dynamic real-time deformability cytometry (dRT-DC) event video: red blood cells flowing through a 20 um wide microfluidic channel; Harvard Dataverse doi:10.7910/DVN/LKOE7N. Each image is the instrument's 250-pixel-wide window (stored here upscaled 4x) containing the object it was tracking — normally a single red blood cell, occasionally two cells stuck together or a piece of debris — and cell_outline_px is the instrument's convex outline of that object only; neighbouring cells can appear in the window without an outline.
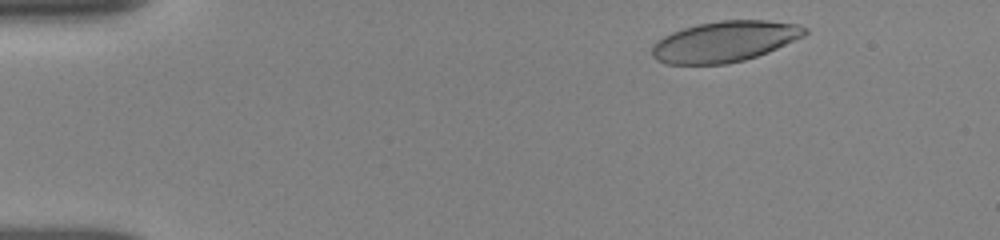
{"species": "human", "species_latin": "Homo sapiens", "temperature_condition": "room temperature", "stored_images_in_passage": 37, "camera_frame_rate_fps": 3000, "um_per_image_px": 0.085, "donor": {"sex": "female"}, "frame": {"image": 1, "passage_image": 2, "time_ms": 0.333, "image_size_px": [1000, 240], "cell_outline_px": [[808, 32], [804, 36], [768, 52], [744, 60], [728, 64], [668, 64], [656, 60], [652, 56], [652, 44], [664, 36], [672, 32], [684, 28], [700, 24], [720, 20], [768, 20], [800, 24], [808, 28]], "centroid_in_image_um": [61.62, 3.52], "position_along_channel_um": 23.4, "area_um2": 36.36}}
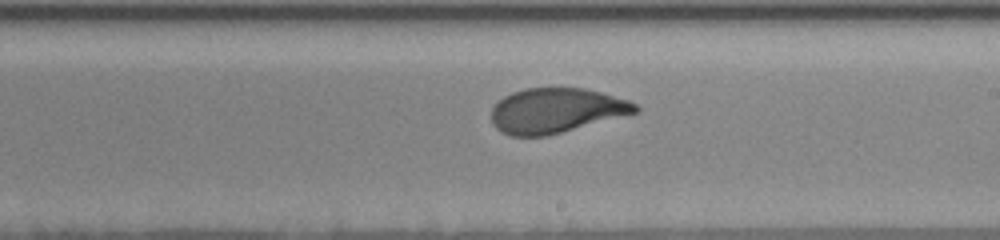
{"frame": {"image": 2, "passage_image": 19, "time_ms": 8.333, "image_size_px": [1000, 240], "cell_outline_px": [[640, 112], [548, 136], [512, 136], [500, 132], [492, 124], [492, 108], [504, 96], [512, 92], [524, 88], [584, 88], [600, 92], [628, 100], [636, 104], [640, 108]], "centroid_in_image_um": [47.28, 9.41], "position_along_channel_um": 241.7, "area_um2": 37.8}}
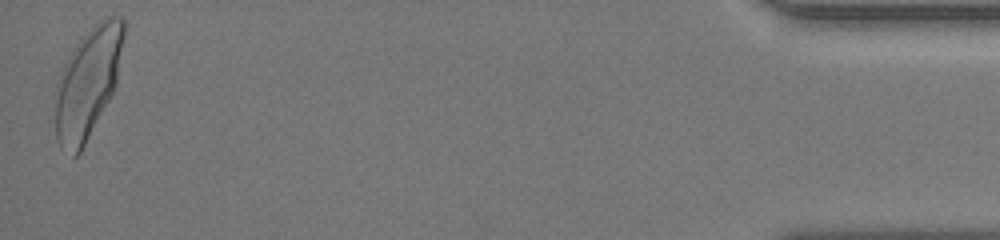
{"frame": {"image": 3, "passage_image": 37, "time_ms": 15.333, "image_size_px": [1000, 240], "cell_outline_px": [[124, 36], [116, 84], [108, 100], [80, 152], [76, 156], [72, 156], [60, 148], [48, 120], [56, 84], [64, 64], [76, 44], [100, 20], [108, 16], [120, 16], [124, 20]], "centroid_in_image_um": [7.35, 7.14], "position_along_channel_um": 427.8, "area_um2": 44.68}, "authors_computed_cell_mechanics": {"area_um2": 38.437, "velocity_mm_per_s": 3.82, "shape_relaxation_time_tau1_ms": 3.5242, "shape_relaxation_time_tau2_ms": 0.6459, "deformation_change_tau1": 0.1701, "deformation_change_tau2": 0.0556}}